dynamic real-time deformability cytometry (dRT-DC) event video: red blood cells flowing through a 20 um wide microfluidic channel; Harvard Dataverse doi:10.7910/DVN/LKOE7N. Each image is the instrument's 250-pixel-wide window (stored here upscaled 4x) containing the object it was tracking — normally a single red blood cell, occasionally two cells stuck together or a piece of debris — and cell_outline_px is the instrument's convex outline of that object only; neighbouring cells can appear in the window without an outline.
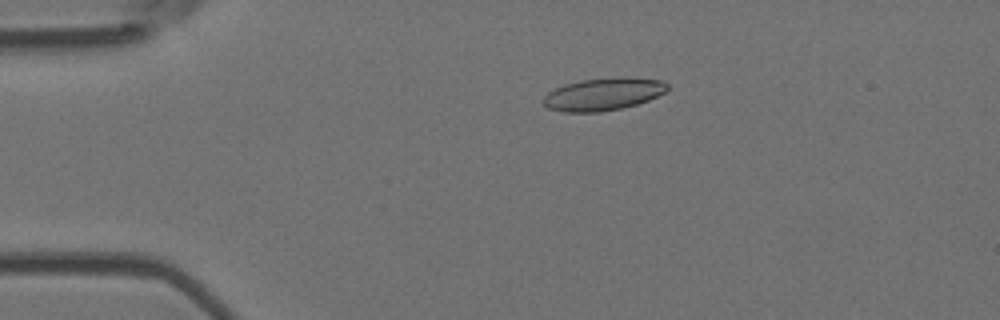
{"species": "Egyptian fruit bat (a non-hibernating species)", "species_latin": "Rousettus aegyptiacus", "temperature_condition": "room temperature", "stored_images_in_passage": 47, "camera_frame_rate_fps": 3000, "um_per_image_px": 0.085, "animal": {"sex": "female"}, "frame": {"image": 1, "passage_image": 9, "time_ms": 2.667, "image_size_px": [1000, 320], "cell_outline_px": [[668, 88], [664, 92], [648, 100], [636, 104], [620, 108], [600, 112], [564, 112], [548, 108], [540, 100], [548, 92], [564, 84], [580, 80], [620, 76], [624, 76], [660, 80], [668, 84]], "centroid_in_image_um": [51.24, 7.99], "position_along_channel_um": 33.8, "area_um2": 23.58}}
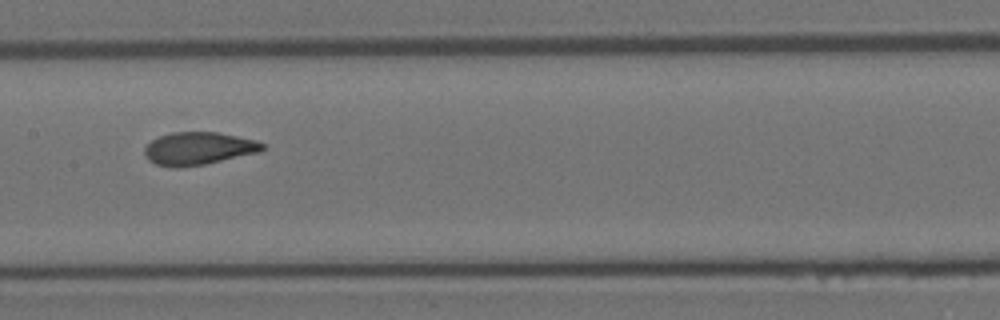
{"frame": {"image": 2, "passage_image": 25, "time_ms": 8.0, "image_size_px": [1000, 320], "cell_outline_px": [[264, 148], [260, 152], [204, 164], [180, 168], [172, 168], [156, 164], [148, 160], [144, 156], [144, 148], [152, 140], [160, 136], [172, 132], [216, 132], [256, 140], [264, 144]], "centroid_in_image_um": [16.84, 12.63], "position_along_channel_um": 190.6, "area_um2": 22.48}}
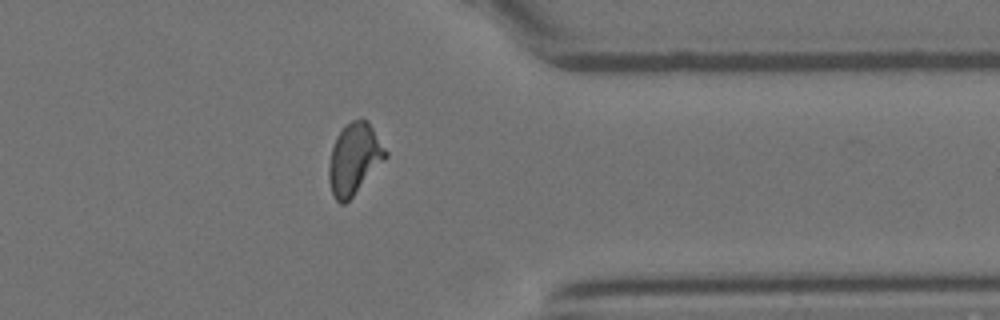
{"frame": {"image": 3, "passage_image": 41, "time_ms": 13.333, "image_size_px": [1000, 320], "cell_outline_px": [[388, 156], [352, 196], [344, 204], [340, 204], [332, 196], [328, 180], [328, 164], [332, 148], [336, 136], [344, 124], [360, 116], [368, 120], [388, 152]], "centroid_in_image_um": [30.09, 13.46], "position_along_channel_um": 381.3, "area_um2": 23.76}, "authors_computed_cell_mechanics": {"area_um2": 22.8888, "velocity_mm_per_s": 3.7546, "shape_relaxation_time_tau1_ms": 6.1879, "shape_relaxation_time_tau2_ms": 1.5081, "deformation_change_tau1": 0.1918, "deformation_change_tau2": 0.0719}}